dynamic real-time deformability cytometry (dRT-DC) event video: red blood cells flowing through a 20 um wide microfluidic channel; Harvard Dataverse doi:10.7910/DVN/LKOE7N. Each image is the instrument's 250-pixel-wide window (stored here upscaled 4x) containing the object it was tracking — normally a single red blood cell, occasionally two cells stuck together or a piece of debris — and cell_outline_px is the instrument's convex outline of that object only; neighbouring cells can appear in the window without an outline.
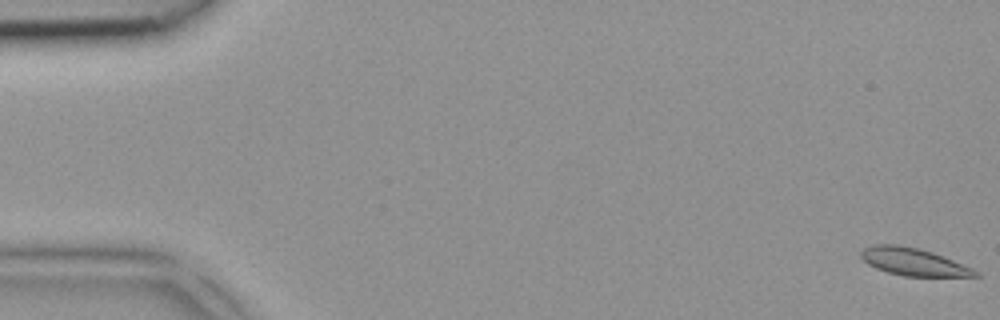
{"species": "common noctule bat (a hibernating species)", "species_latin": "Nyctalus noctula", "temperature_condition": "room temperature", "stored_images_in_passage": 4, "segment_of_instrument_passage": [2, 2], "camera_frame_rate_fps": 3000, "um_per_image_px": 0.085, "animal": {"sex": "female", "body_mass_g": 18.4}, "frame": {"image": 1, "passage_image": 4, "time_ms": 1.0, "image_size_px": [1000, 320], "cell_outline_px": [[980, 276], [904, 276], [888, 272], [876, 268], [868, 264], [860, 256], [860, 252], [864, 248], [872, 244], [896, 244], [916, 248], [932, 252], [972, 268], [980, 272]], "centroid_in_image_um": [77.61, 22.25], "position_along_channel_um": 7.4, "area_um2": 18.09}}